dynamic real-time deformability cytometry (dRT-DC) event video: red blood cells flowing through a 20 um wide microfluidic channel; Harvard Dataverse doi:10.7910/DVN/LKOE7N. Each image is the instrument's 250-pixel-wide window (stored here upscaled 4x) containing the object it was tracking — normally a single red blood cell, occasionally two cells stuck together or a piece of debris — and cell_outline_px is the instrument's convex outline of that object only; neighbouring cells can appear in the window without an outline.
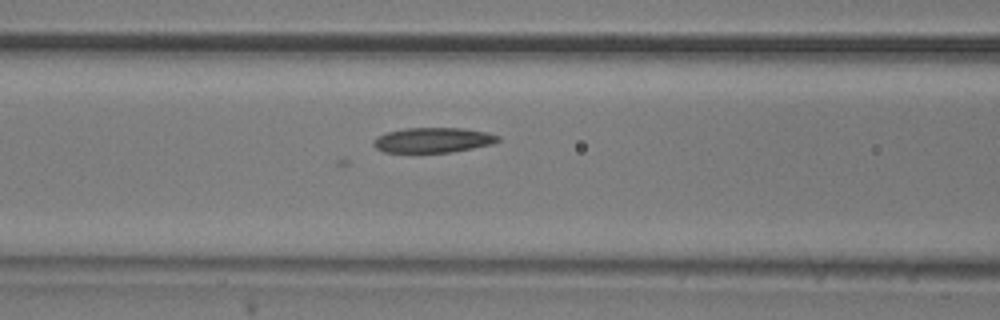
{"species": "common noctule bat (a hibernating species)", "species_latin": "Nyctalus noctula", "temperature_condition": "room temperature", "stored_images_in_passage": 38, "camera_frame_rate_fps": 3000, "um_per_image_px": 0.085, "animal": {"sex": "male", "body_mass_g": 20.5, "forearm_length_mm": 52.5}, "frame": {"image": 1, "passage_image": 16, "time_ms": 5.0, "image_size_px": [1000, 320], "cell_outline_px": [[500, 140], [492, 144], [452, 152], [384, 152], [376, 148], [372, 144], [372, 140], [376, 136], [388, 132], [404, 128], [464, 128], [488, 132], [500, 136]], "centroid_in_image_um": [36.8, 11.9], "position_along_channel_um": 129.8, "area_um2": 18.26}}
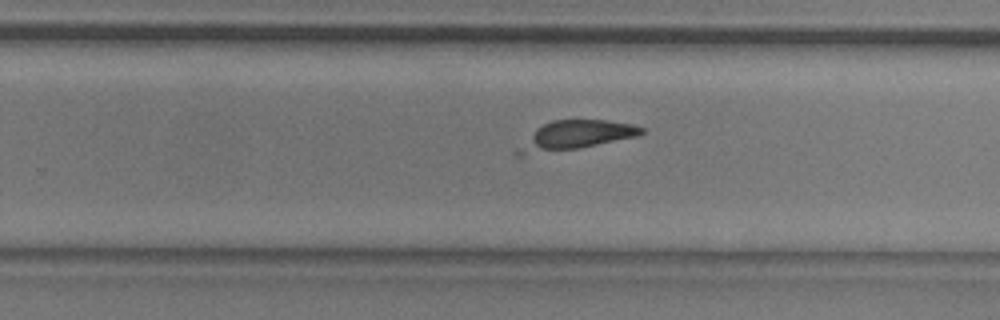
{"frame": {"image": 2, "passage_image": 28, "time_ms": 9.0, "image_size_px": [1000, 320], "cell_outline_px": [[644, 132], [640, 136], [576, 148], [520, 156], [512, 156], [512, 152], [536, 128], [552, 120], [608, 120], [632, 124], [644, 128]], "centroid_in_image_um": [48.86, 11.51], "position_along_channel_um": 280.9, "area_um2": 20.81}}
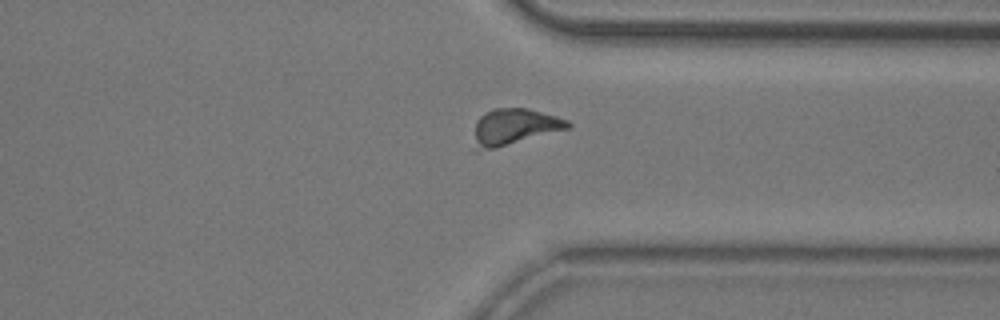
{"frame": {"image": 3, "passage_image": 35, "time_ms": 11.333, "image_size_px": [1000, 320], "cell_outline_px": [[572, 124], [568, 128], [496, 148], [476, 152], [472, 152], [476, 124], [480, 116], [492, 108], [528, 108], [556, 116], [568, 120]], "centroid_in_image_um": [43.66, 10.79], "position_along_channel_um": 367.7, "area_um2": 19.83}}